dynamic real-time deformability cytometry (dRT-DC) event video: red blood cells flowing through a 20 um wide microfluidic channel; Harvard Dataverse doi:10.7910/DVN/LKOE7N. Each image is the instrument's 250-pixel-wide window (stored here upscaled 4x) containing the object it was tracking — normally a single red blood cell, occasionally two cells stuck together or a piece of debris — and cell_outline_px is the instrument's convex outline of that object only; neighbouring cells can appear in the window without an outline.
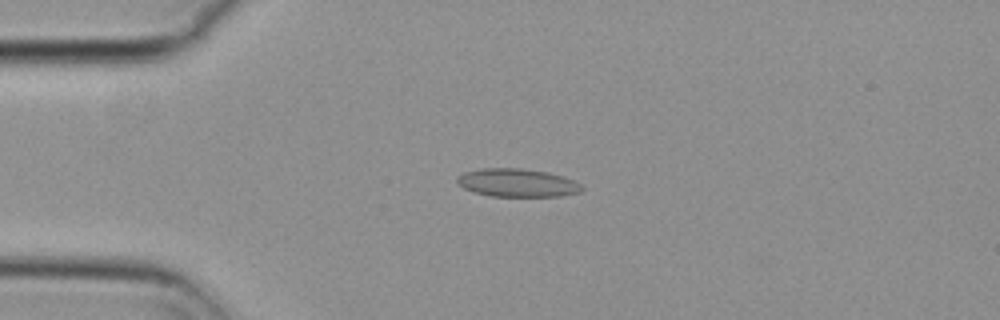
{"species": "common noctule bat (a hibernating species)", "species_latin": "Nyctalus noctula", "temperature_condition": "cold", "stored_images_in_passage": 53, "camera_frame_rate_fps": 3000, "um_per_image_px": 0.085, "animal": {"sex": "female", "body_mass_g": 29.2, "forearm_length_mm": 56.3}, "frame": {"image": 1, "passage_image": 11, "time_ms": 3.333, "image_size_px": [1000, 320], "cell_outline_px": [[584, 188], [580, 192], [560, 196], [488, 196], [464, 188], [456, 180], [456, 176], [464, 172], [480, 168], [520, 168], [548, 172], [564, 176], [580, 184]], "centroid_in_image_um": [43.96, 15.53], "position_along_channel_um": 41.0, "area_um2": 20.46}}
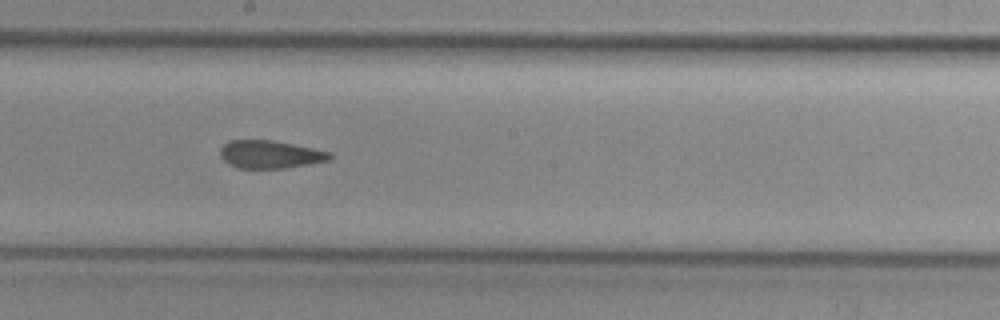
{"frame": {"image": 2, "passage_image": 28, "time_ms": 9.0, "image_size_px": [1000, 320], "cell_outline_px": [[332, 156], [328, 160], [308, 164], [284, 168], [240, 168], [224, 160], [220, 156], [220, 148], [228, 140], [272, 140], [332, 152]], "centroid_in_image_um": [22.95, 13.11], "position_along_channel_um": 225.2, "area_um2": 17.57}}
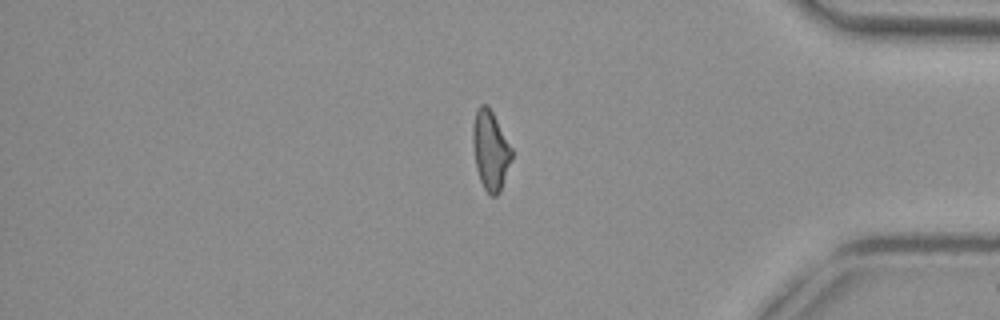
{"frame": {"image": 3, "passage_image": 44, "time_ms": 14.333, "image_size_px": [1000, 320], "cell_outline_px": [[512, 160], [500, 192], [496, 196], [492, 196], [484, 188], [480, 180], [476, 168], [472, 144], [472, 124], [476, 108], [480, 104], [484, 104], [492, 112], [512, 148]], "centroid_in_image_um": [41.67, 12.78], "position_along_channel_um": 393.5, "area_um2": 18.03}, "authors_computed_cell_mechanics": {"area_um2": 18.6116, "velocity_mm_per_s": 3.6963, "shape_relaxation_time_tau1_ms": null, "shape_relaxation_time_tau2_ms": 2.4466, "deformation_change_tau1": null, "deformation_change_tau2": 0.0795}}